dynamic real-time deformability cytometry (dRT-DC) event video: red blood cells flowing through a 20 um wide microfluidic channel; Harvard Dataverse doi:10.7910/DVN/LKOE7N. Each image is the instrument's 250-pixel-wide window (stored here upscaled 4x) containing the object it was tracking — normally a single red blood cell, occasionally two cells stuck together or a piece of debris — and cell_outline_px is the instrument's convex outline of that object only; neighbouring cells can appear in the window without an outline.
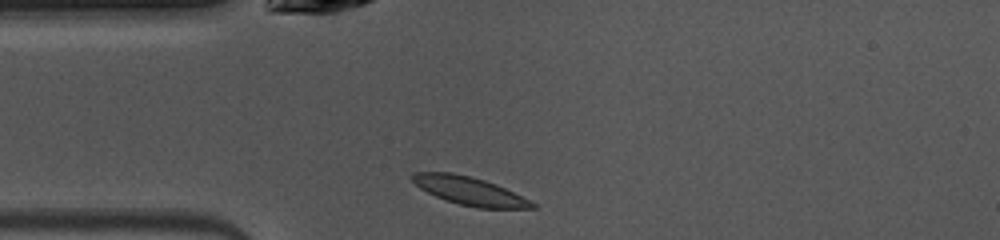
{"species": "common noctule bat (a hibernating species)", "species_latin": "Nyctalus noctula", "temperature_condition": "warm", "stored_images_in_passage": 38, "camera_frame_rate_fps": 3000, "um_per_image_px": 0.085, "animal": {"sex": "female", "body_mass_g": 10.0, "forearm_length_mm": 53.1}, "frame": {"image": 1, "passage_image": 1, "time_ms": 0.0, "image_size_px": [1000, 240], "cell_outline_px": [[536, 208], [480, 208], [460, 204], [436, 196], [420, 188], [408, 176], [416, 172], [452, 172], [472, 176], [496, 184], [536, 204]], "centroid_in_image_um": [39.87, 16.21], "position_along_channel_um": 45.1, "area_um2": 19.36}}
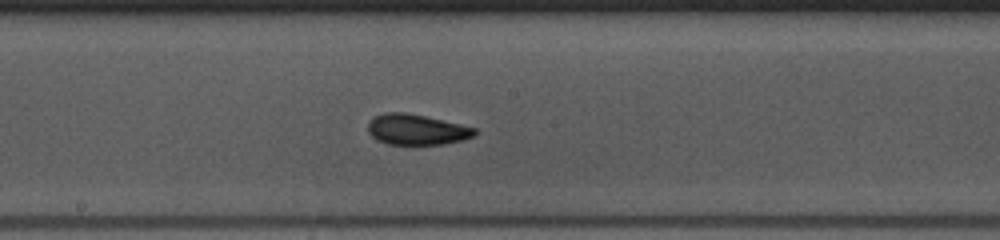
{"frame": {"image": 2, "passage_image": 14, "time_ms": 4.333, "image_size_px": [1000, 240], "cell_outline_px": [[476, 132], [472, 136], [464, 140], [444, 144], [388, 144], [376, 140], [368, 132], [368, 120], [372, 116], [384, 112], [404, 112], [424, 116], [460, 124], [476, 128]], "centroid_in_image_um": [35.36, 11.0], "position_along_channel_um": 212.8, "area_um2": 19.07}}
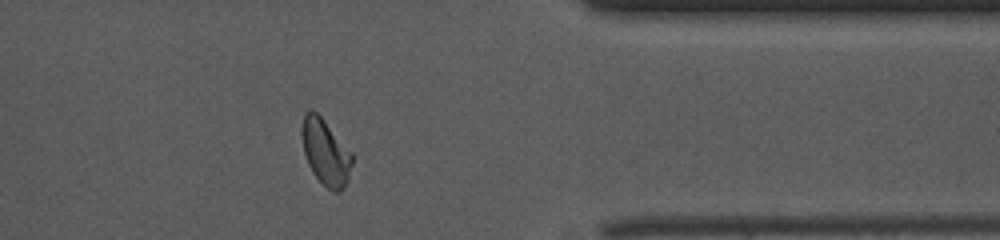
{"frame": {"image": 3, "passage_image": 28, "time_ms": 9.0, "image_size_px": [1000, 240], "cell_outline_px": [[352, 164], [348, 180], [344, 188], [340, 192], [332, 192], [312, 172], [308, 164], [304, 152], [300, 132], [304, 116], [308, 112], [316, 112], [324, 120], [352, 152]], "centroid_in_image_um": [27.68, 12.97], "position_along_channel_um": 383.7, "area_um2": 19.13}, "authors_computed_cell_mechanics": {"area_um2": 19.1318, "velocity_mm_per_s": 4.0414, "shape_relaxation_time_tau1_ms": 2.6872, "shape_relaxation_time_tau2_ms": 2.6672, "deformation_change_tau1": 0.1331, "deformation_change_tau2": 0.0707}}